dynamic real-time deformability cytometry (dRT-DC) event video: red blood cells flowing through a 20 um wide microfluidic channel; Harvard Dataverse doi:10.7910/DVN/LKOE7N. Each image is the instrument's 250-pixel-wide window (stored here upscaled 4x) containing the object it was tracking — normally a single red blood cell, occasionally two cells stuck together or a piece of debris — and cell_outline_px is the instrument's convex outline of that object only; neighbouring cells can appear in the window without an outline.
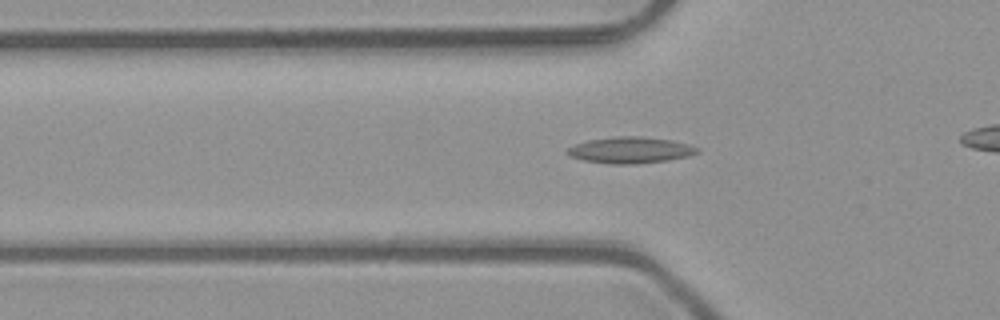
{"species": "common noctule bat (a hibernating species)", "species_latin": "Nyctalus noctula", "temperature_condition": "room temperature", "stored_images_in_passage": 41, "camera_frame_rate_fps": 3000, "um_per_image_px": 0.085, "animal": {"sex": "male", "body_mass_g": 23.1, "forearm_length_mm": 52.7}, "frame": {"image": 1, "passage_image": 17, "time_ms": 5.333, "image_size_px": [1000, 320], "cell_outline_px": [[700, 152], [688, 156], [668, 160], [636, 164], [608, 164], [584, 160], [568, 156], [564, 152], [568, 148], [576, 144], [588, 140], [616, 136], [640, 136], [672, 140], [688, 144], [700, 148]], "centroid_in_image_um": [53.58, 12.76], "position_along_channel_um": 72.2, "area_um2": 20.06}}
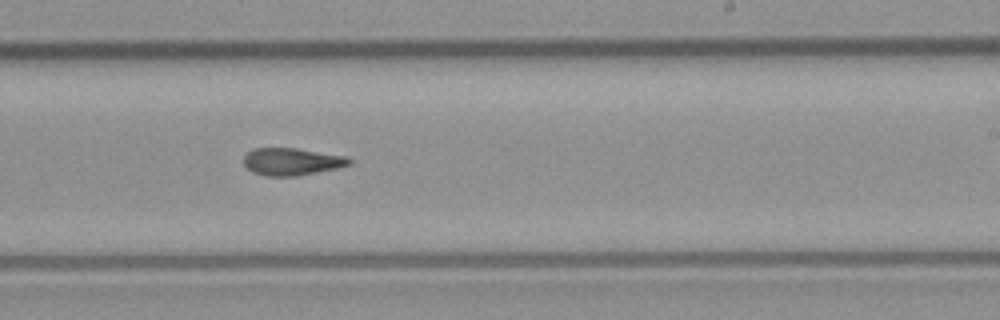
{"frame": {"image": 2, "passage_image": 31, "time_ms": 10.0, "image_size_px": [1000, 320], "cell_outline_px": [[352, 164], [336, 168], [296, 176], [264, 176], [252, 172], [244, 164], [244, 156], [252, 148], [296, 148], [344, 156], [352, 160]], "centroid_in_image_um": [24.77, 13.74], "position_along_channel_um": 264.2, "area_um2": 16.7}}
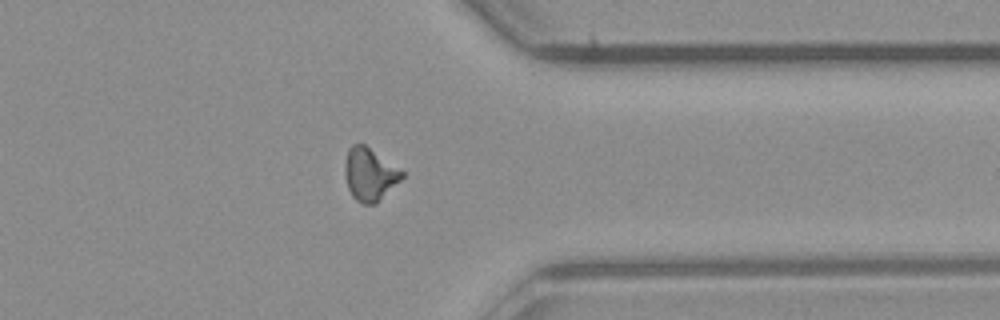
{"frame": {"image": 3, "passage_image": 40, "time_ms": 13.0, "image_size_px": [1000, 320], "cell_outline_px": [[404, 176], [376, 204], [360, 204], [352, 196], [348, 188], [344, 176], [344, 164], [348, 148], [352, 144], [364, 144], [404, 172]], "centroid_in_image_um": [31.38, 14.83], "position_along_channel_um": 380.0, "area_um2": 17.51}}